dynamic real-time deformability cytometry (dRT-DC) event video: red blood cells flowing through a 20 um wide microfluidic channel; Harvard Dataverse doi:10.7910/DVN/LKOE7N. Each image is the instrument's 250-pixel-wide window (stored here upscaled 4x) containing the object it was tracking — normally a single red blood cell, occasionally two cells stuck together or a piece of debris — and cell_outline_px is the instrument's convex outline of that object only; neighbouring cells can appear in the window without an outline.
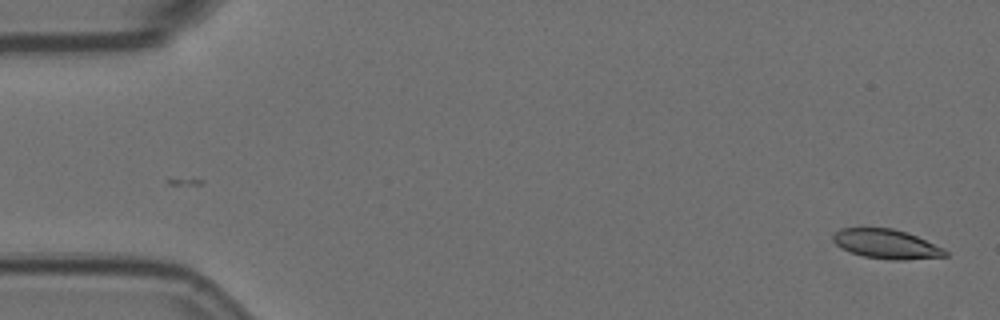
{"species": "Egyptian fruit bat (a non-hibernating species)", "species_latin": "Rousettus aegyptiacus", "temperature_condition": "room temperature", "stored_images_in_passage": 56, "camera_frame_rate_fps": 3000, "um_per_image_px": 0.085, "animal": {"sex": "female"}, "frame": {"image": 1, "passage_image": 1, "time_ms": 0.0, "image_size_px": [1000, 320], "cell_outline_px": [[948, 256], [904, 260], [892, 260], [864, 256], [848, 252], [840, 248], [832, 240], [832, 236], [840, 228], [892, 228], [908, 232], [944, 248], [948, 252]], "centroid_in_image_um": [75.34, 20.74], "position_along_channel_um": 9.7, "area_um2": 19.36}}
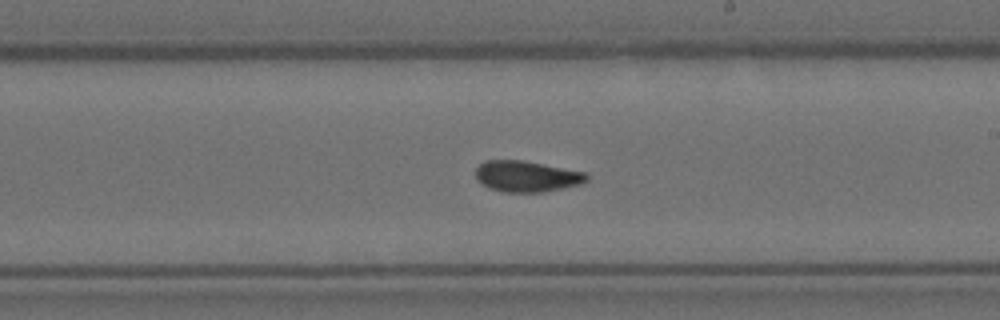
{"frame": {"image": 2, "passage_image": 32, "time_ms": 10.333, "image_size_px": [1000, 320], "cell_outline_px": [[588, 180], [580, 184], [564, 188], [544, 192], [504, 192], [488, 188], [476, 176], [476, 168], [484, 160], [524, 160], [588, 172]], "centroid_in_image_um": [44.81, 14.98], "position_along_channel_um": 244.2, "area_um2": 20.23}}
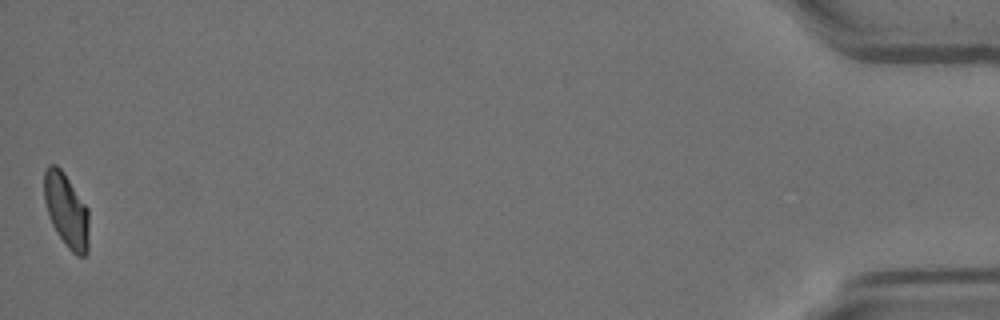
{"frame": {"image": 3, "passage_image": 56, "time_ms": 18.333, "image_size_px": [1000, 320], "cell_outline_px": [[88, 252], [84, 256], [76, 256], [68, 248], [56, 232], [48, 216], [44, 200], [44, 172], [48, 164], [56, 164], [64, 172], [88, 208]], "centroid_in_image_um": [5.63, 17.87], "position_along_channel_um": 429.6, "area_um2": 19.48}, "authors_computed_cell_mechanics": {"area_um2": 20.0855, "velocity_mm_per_s": 3.5394, "shape_relaxation_time_tau1_ms": null, "shape_relaxation_time_tau2_ms": 2.2415, "deformation_change_tau1": null, "deformation_change_tau2": 0.0579}}